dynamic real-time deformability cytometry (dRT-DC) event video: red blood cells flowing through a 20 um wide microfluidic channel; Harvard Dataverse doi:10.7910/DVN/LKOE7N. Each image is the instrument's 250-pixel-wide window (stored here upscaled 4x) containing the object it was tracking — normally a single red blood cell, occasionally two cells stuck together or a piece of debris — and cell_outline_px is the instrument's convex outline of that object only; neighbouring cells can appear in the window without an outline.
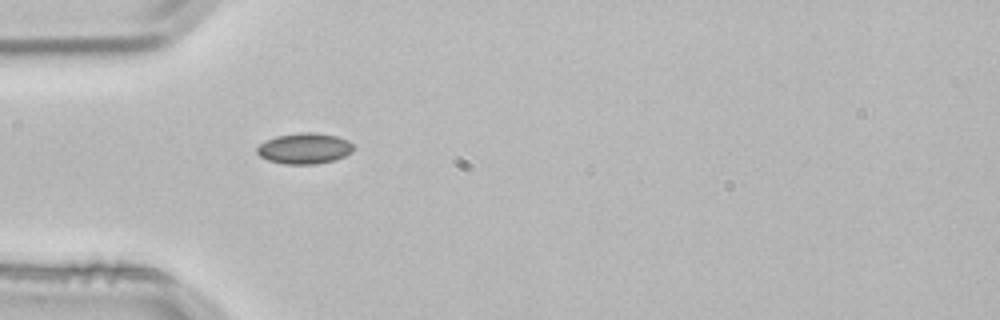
{"species": "common noctule bat (a hibernating species)", "species_latin": "Nyctalus noctula", "temperature_condition": "room temperature", "stored_images_in_passage": 2, "segment_of_instrument_passage": [1, 2], "camera_frame_rate_fps": 3000, "um_per_image_px": 0.085, "animal": {"sex": "male", "body_mass_g": 21.5, "forearm_length_mm": 52.0}, "frame": {"image": 1, "passage_image": 1, "time_ms": 0.0, "image_size_px": [1000, 320], "cell_outline_px": [[356, 148], [352, 152], [344, 156], [332, 160], [316, 164], [284, 164], [268, 160], [260, 156], [256, 152], [256, 148], [260, 144], [276, 136], [300, 132], [316, 132], [336, 136], [348, 140]], "centroid_in_image_um": [25.89, 12.61], "position_along_channel_um": 59.1, "area_um2": 17.34}}